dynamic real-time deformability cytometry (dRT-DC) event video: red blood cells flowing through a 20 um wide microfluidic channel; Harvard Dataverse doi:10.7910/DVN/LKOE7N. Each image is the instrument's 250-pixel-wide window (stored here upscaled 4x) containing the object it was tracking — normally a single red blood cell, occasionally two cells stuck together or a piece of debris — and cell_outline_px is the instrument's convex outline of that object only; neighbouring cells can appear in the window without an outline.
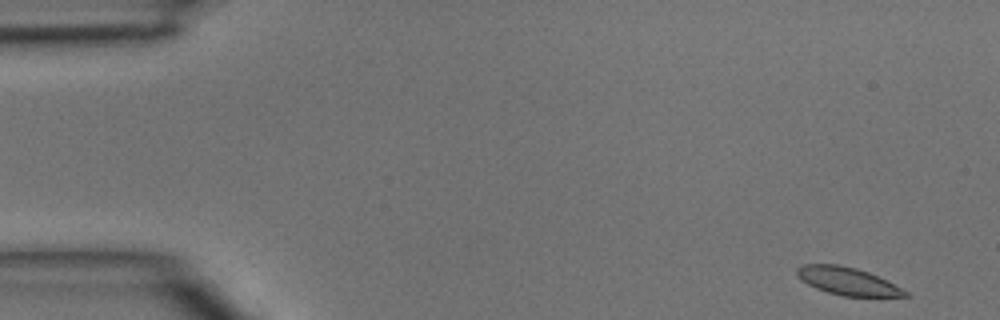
{"species": "common noctule bat (a hibernating species)", "species_latin": "Nyctalus noctula", "temperature_condition": "room temperature", "stored_images_in_passage": 5, "camera_frame_rate_fps": 3000, "um_per_image_px": 0.085, "animal": {"sex": "male", "body_mass_g": 15.6}, "frame": {"image": 1, "passage_image": 1, "time_ms": 0.0, "image_size_px": [1000, 320], "cell_outline_px": [[912, 296], [840, 296], [816, 288], [800, 280], [796, 276], [796, 268], [804, 264], [836, 264], [856, 268], [868, 272], [908, 292]], "centroid_in_image_um": [71.97, 23.89], "position_along_channel_um": 13.0, "area_um2": 17.22}}
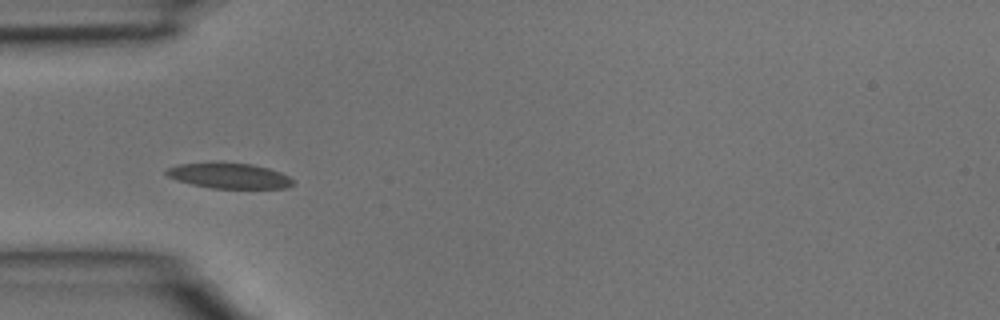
{"frame": {"image": 2, "passage_image": 4, "time_ms": 1.0, "image_size_px": [1000, 320], "cell_outline_px": [[296, 180], [288, 188], [212, 188], [192, 184], [176, 180], [168, 176], [164, 172], [168, 168], [180, 164], [252, 164], [268, 168], [280, 172]], "centroid_in_image_um": [19.53, 14.97], "position_along_channel_um": 65.5, "area_um2": 18.21}}